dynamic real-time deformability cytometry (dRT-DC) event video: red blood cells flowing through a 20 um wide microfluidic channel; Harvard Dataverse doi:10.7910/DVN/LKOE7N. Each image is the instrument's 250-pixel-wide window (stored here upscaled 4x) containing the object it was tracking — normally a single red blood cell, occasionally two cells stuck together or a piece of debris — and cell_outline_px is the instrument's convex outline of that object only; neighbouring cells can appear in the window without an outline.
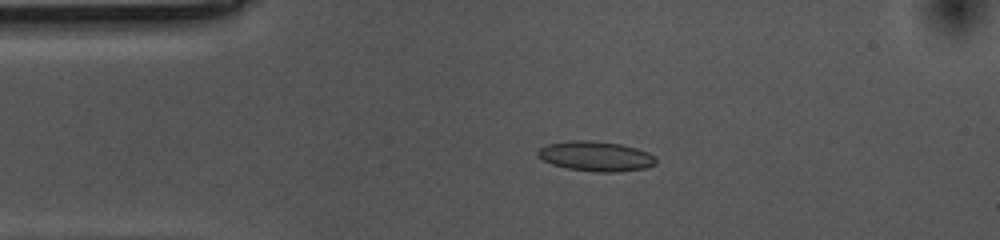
{"species": "common noctule bat (a hibernating species)", "species_latin": "Nyctalus noctula", "temperature_condition": "cold", "stored_images_in_passage": 46, "camera_frame_rate_fps": 3000, "um_per_image_px": 0.085, "animal": {"sex": "female", "body_mass_g": 10.0, "forearm_length_mm": 53.1}, "frame": {"image": 1, "passage_image": 2, "time_ms": 0.333, "image_size_px": [1000, 240], "cell_outline_px": [[656, 164], [644, 168], [616, 172], [596, 172], [568, 168], [552, 164], [536, 156], [536, 152], [540, 148], [548, 144], [572, 140], [592, 140], [620, 144], [636, 148], [648, 152], [656, 156]], "centroid_in_image_um": [50.65, 13.27], "position_along_channel_um": 34.4, "area_um2": 20.58}}
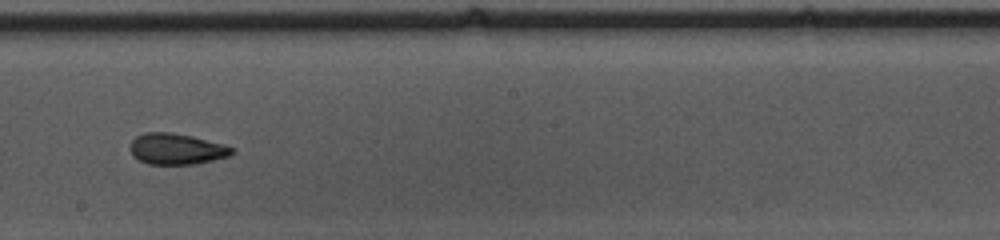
{"frame": {"image": 2, "passage_image": 21, "time_ms": 6.667, "image_size_px": [1000, 240], "cell_outline_px": [[236, 152], [228, 156], [196, 164], [148, 164], [132, 156], [128, 148], [128, 144], [136, 136], [144, 132], [172, 132], [192, 136], [224, 144], [232, 148]], "centroid_in_image_um": [14.95, 12.65], "position_along_channel_um": 233.2, "area_um2": 18.61}}
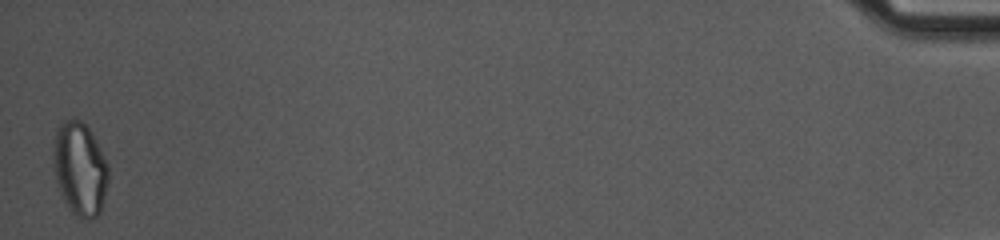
{"frame": {"image": 3, "passage_image": 46, "time_ms": 15.0, "image_size_px": [1000, 240], "cell_outline_px": [[108, 180], [100, 212], [96, 216], [88, 220], [72, 212], [64, 200], [60, 192], [56, 180], [52, 152], [56, 128], [64, 120], [80, 120], [88, 128], [108, 164]], "centroid_in_image_um": [6.77, 14.34], "position_along_channel_um": 428.4, "area_um2": 29.48}, "authors_computed_cell_mechanics": {"area_um2": 19.4497, "velocity_mm_per_s": 3.5536, "shape_relaxation_time_tau1_ms": null, "shape_relaxation_time_tau2_ms": 3.6105, "deformation_change_tau1": null, "deformation_change_tau2": 0.1109}}